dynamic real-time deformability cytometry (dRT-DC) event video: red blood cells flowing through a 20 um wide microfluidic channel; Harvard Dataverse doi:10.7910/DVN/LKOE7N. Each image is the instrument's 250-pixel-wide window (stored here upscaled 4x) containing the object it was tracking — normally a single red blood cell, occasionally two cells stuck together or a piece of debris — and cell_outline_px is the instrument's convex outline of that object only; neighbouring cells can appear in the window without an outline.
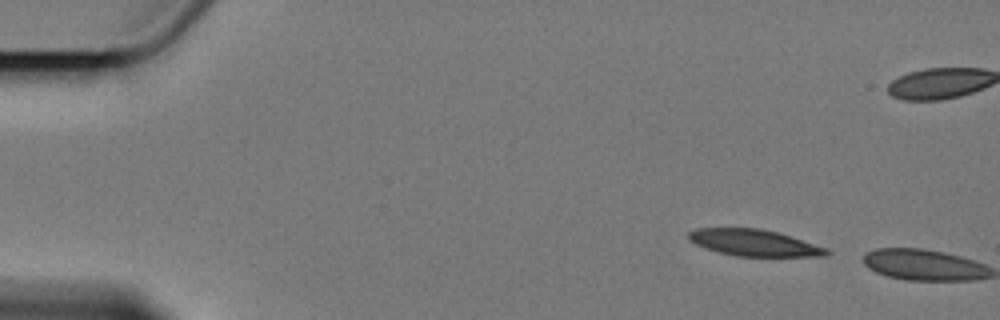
{"species": "Egyptian fruit bat (a non-hibernating species)", "species_latin": "Rousettus aegyptiacus", "temperature_condition": "cold", "stored_images_in_passage": 2, "camera_frame_rate_fps": 3000, "um_per_image_px": 0.085, "animal": {"sex": "female"}, "frame": {"image": 1, "passage_image": 1, "time_ms": 0.0, "image_size_px": [1000, 320], "cell_outline_px": [[832, 252], [828, 256], [736, 256], [716, 252], [704, 248], [688, 240], [688, 232], [696, 228], [760, 228], [776, 232], [828, 248]], "centroid_in_image_um": [64.08, 20.64], "position_along_channel_um": 20.9, "area_um2": 21.39}}